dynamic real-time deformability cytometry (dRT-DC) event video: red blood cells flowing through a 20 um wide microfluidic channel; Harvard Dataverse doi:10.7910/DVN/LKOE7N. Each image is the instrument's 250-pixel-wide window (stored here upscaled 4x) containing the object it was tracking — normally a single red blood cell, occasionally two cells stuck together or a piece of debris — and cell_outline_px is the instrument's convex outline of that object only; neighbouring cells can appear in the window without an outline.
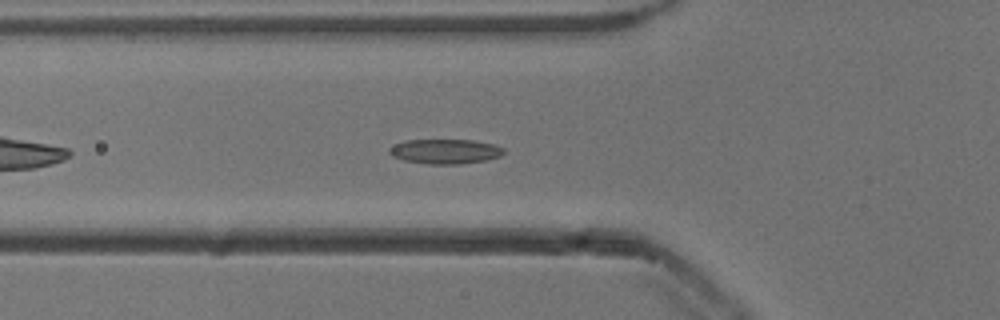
{"species": "common noctule bat (a hibernating species)", "species_latin": "Nyctalus noctula", "temperature_condition": "cold", "stored_images_in_passage": 34, "camera_frame_rate_fps": 3000, "um_per_image_px": 0.085, "animal": {"sex": "male", "body_mass_g": 13.3}, "frame": {"image": 1, "passage_image": 3, "time_ms": 0.667, "image_size_px": [1000, 320], "cell_outline_px": [[504, 152], [500, 156], [484, 160], [460, 164], [428, 164], [404, 160], [392, 156], [388, 152], [388, 148], [404, 140], [472, 140], [496, 144], [504, 148]], "centroid_in_image_um": [37.83, 12.86], "position_along_channel_um": 88.0, "area_um2": 16.47}}
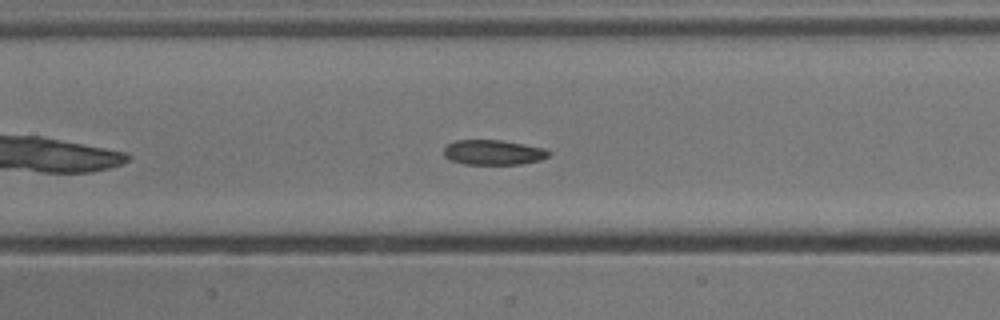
{"frame": {"image": 2, "passage_image": 9, "time_ms": 2.667, "image_size_px": [1000, 320], "cell_outline_px": [[552, 152], [548, 156], [540, 160], [520, 164], [464, 164], [448, 160], [444, 156], [444, 148], [448, 144], [456, 140], [500, 140], [524, 144], [544, 148]], "centroid_in_image_um": [41.91, 12.95], "position_along_channel_um": 165.5, "area_um2": 15.32}}
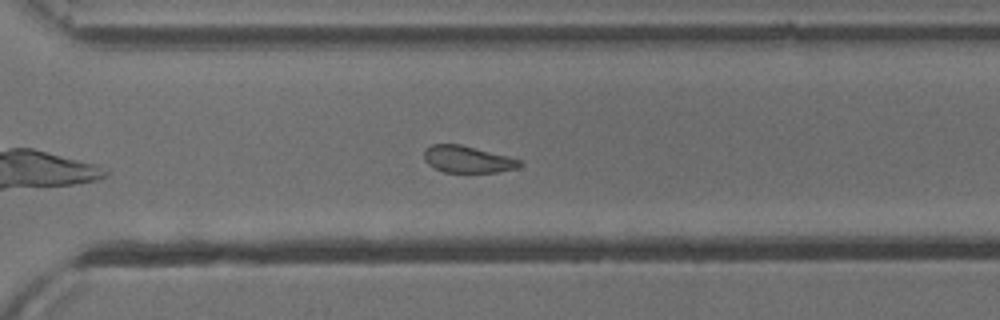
{"frame": {"image": 3, "passage_image": 22, "time_ms": 7.0, "image_size_px": [1000, 320], "cell_outline_px": [[524, 164], [516, 168], [496, 172], [444, 172], [428, 164], [424, 160], [424, 152], [432, 144], [460, 144], [524, 160]], "centroid_in_image_um": [39.78, 13.54], "position_along_channel_um": 330.8, "area_um2": 14.91}, "authors_computed_cell_mechanics": {"area_um2": 16.0973, "velocity_mm_per_s": 3.8361, "shape_relaxation_time_tau1_ms": 5.1949, "shape_relaxation_time_tau2_ms": 2.6352, "deformation_change_tau1": 0.1072, "deformation_change_tau2": 0.0814}}